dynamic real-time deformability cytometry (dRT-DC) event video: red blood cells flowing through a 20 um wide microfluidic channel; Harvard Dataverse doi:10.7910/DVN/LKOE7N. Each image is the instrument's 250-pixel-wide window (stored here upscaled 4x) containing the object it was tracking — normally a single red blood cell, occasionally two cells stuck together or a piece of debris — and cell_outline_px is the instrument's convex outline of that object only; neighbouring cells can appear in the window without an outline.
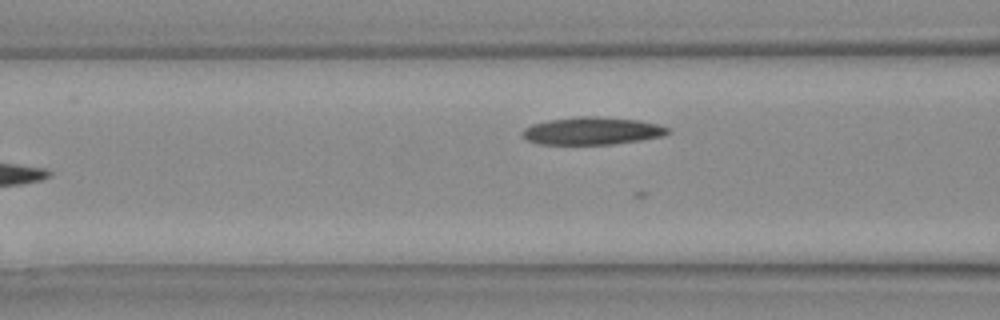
{"species": "Egyptian fruit bat (a non-hibernating species)", "species_latin": "Rousettus aegyptiacus", "temperature_condition": "warm", "stored_images_in_passage": 3, "camera_frame_rate_fps": 3000, "um_per_image_px": 0.085, "animal": {"sex": "female"}, "frame": {"image": 1, "passage_image": 3, "time_ms": 0.667, "image_size_px": [1000, 320], "cell_outline_px": [[672, 132], [664, 136], [640, 140], [612, 144], [540, 144], [528, 140], [520, 136], [520, 132], [524, 128], [532, 124], [548, 120], [580, 116], [600, 116], [640, 120], [660, 124], [668, 128]], "centroid_in_image_um": [50.34, 11.12], "position_along_channel_um": 116.3, "area_um2": 23.64}}